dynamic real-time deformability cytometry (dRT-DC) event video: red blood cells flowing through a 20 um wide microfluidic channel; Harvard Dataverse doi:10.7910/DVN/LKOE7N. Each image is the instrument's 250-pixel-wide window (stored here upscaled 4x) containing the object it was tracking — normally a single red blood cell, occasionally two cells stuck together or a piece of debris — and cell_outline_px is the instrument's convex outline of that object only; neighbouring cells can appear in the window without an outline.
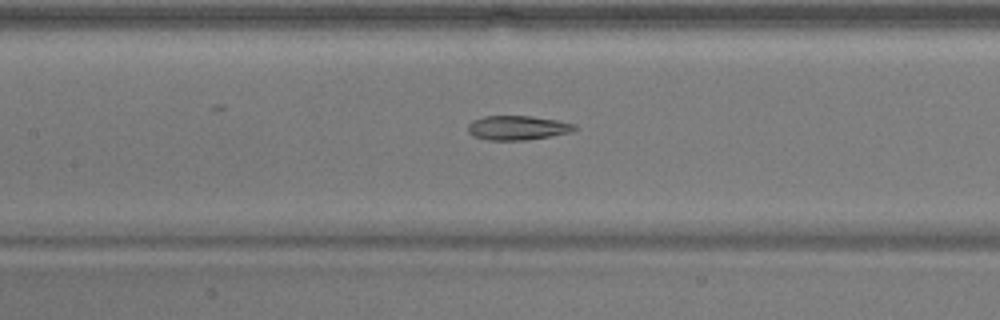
{"species": "common noctule bat (a hibernating species)", "species_latin": "Nyctalus noctula", "temperature_condition": "warm", "stored_images_in_passage": 14, "camera_frame_rate_fps": 3000, "um_per_image_px": 0.085, "animal": {"sex": "male", "body_mass_g": 17.9}, "frame": {"image": 1, "passage_image": 9, "time_ms": 2.667, "image_size_px": [1000, 320], "cell_outline_px": [[580, 128], [572, 132], [524, 140], [488, 140], [472, 136], [468, 132], [468, 124], [472, 120], [484, 116], [532, 116], [556, 120], [576, 124]], "centroid_in_image_um": [43.99, 10.86], "position_along_channel_um": 163.4, "area_um2": 15.2}}
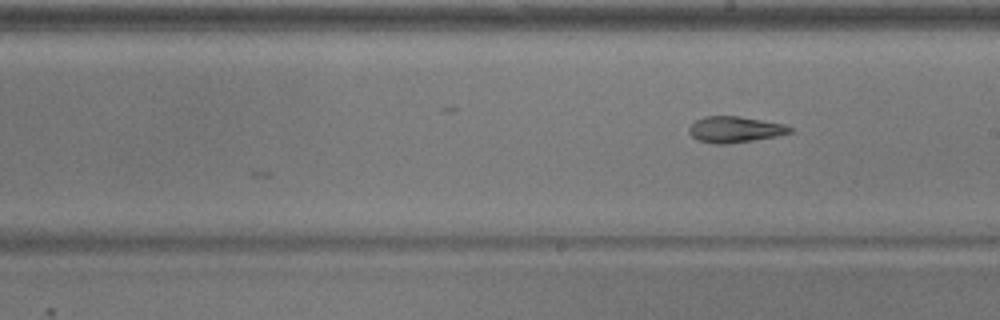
{"frame": {"image": 2, "passage_image": 14, "time_ms": 4.333, "image_size_px": [1000, 320], "cell_outline_px": [[792, 132], [776, 136], [752, 140], [724, 144], [716, 144], [696, 140], [688, 132], [688, 128], [696, 120], [704, 116], [740, 116], [784, 124], [792, 128]], "centroid_in_image_um": [62.43, 11.0], "position_along_channel_um": 226.6, "area_um2": 15.26}}